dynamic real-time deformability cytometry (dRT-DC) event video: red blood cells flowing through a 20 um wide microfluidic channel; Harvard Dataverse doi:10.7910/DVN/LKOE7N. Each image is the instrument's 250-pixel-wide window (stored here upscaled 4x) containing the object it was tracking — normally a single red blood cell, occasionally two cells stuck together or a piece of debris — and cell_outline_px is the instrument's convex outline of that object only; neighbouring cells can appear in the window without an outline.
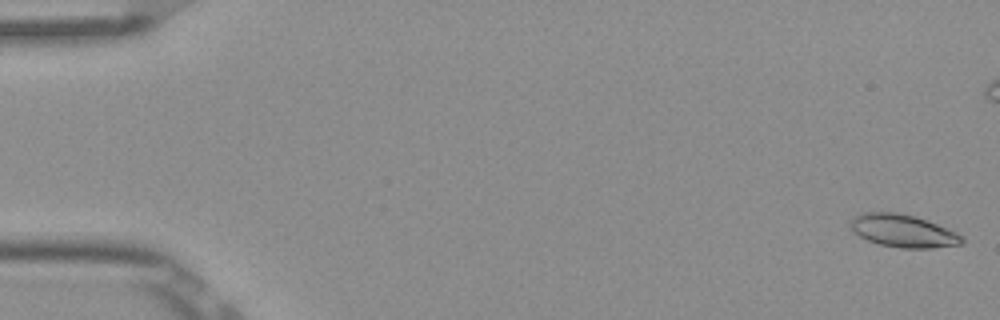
{"species": "Egyptian fruit bat (a non-hibernating species)", "species_latin": "Rousettus aegyptiacus", "temperature_condition": "room temperature", "stored_images_in_passage": 15, "camera_frame_rate_fps": 3000, "um_per_image_px": 0.085, "frame": {"image": 1, "passage_image": 1, "time_ms": 0.0, "image_size_px": [1000, 320], "cell_outline_px": [[964, 244], [932, 248], [900, 248], [880, 244], [868, 240], [860, 236], [848, 224], [852, 216], [864, 212], [896, 212], [916, 216], [956, 232], [964, 236]], "centroid_in_image_um": [76.77, 19.62], "position_along_channel_um": 8.2, "area_um2": 21.33}}